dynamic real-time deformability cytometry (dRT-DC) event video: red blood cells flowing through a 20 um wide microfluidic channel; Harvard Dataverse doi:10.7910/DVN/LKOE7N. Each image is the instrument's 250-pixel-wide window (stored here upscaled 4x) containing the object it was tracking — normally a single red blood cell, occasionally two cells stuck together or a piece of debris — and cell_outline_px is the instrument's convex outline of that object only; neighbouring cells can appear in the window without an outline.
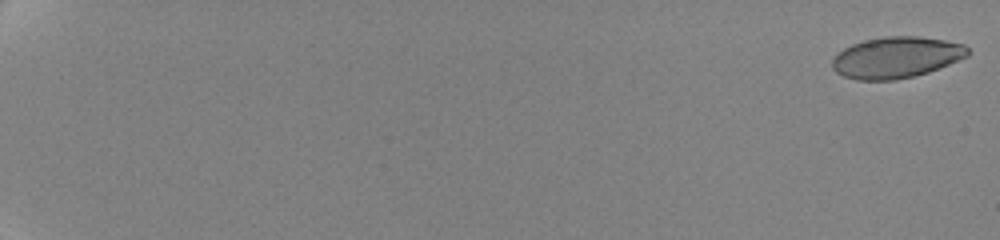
{"species": "human", "species_latin": "Homo sapiens", "temperature_condition": "cold", "stored_images_in_passage": 45, "camera_frame_rate_fps": 3000, "um_per_image_px": 0.085, "donor": {"sex": "female"}, "frame": {"image": 1, "passage_image": 1, "time_ms": 0.0, "image_size_px": [1000, 240], "cell_outline_px": [[968, 56], [928, 72], [896, 80], [856, 80], [844, 76], [836, 72], [832, 68], [832, 60], [844, 48], [852, 44], [864, 40], [884, 36], [916, 36], [944, 40], [964, 44], [968, 48]], "centroid_in_image_um": [76.17, 4.88], "position_along_channel_um": 8.8, "area_um2": 32.37}}
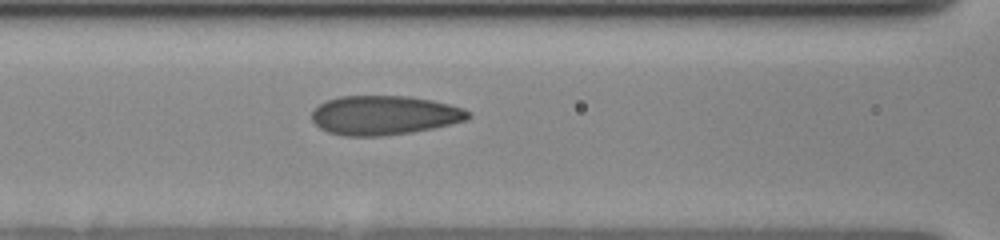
{"frame": {"image": 2, "passage_image": 32, "time_ms": 10.0, "image_size_px": [1000, 240], "cell_outline_px": [[472, 116], [468, 120], [432, 128], [412, 132], [384, 136], [344, 136], [328, 132], [320, 128], [312, 120], [312, 112], [320, 104], [328, 100], [340, 96], [408, 96], [432, 100], [464, 108], [472, 112]], "centroid_in_image_um": [32.7, 9.8], "position_along_channel_um": 133.9, "area_um2": 35.84}}
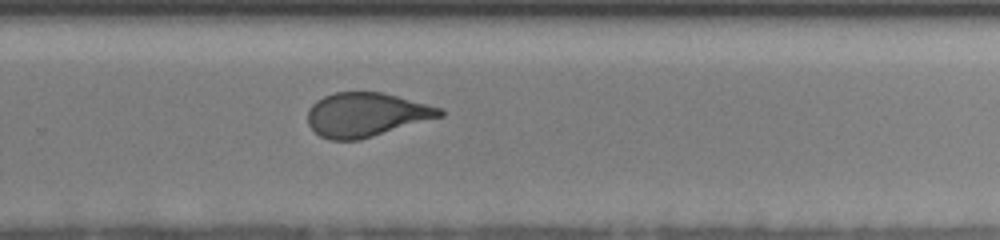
{"frame": {"image": 3, "passage_image": 45, "time_ms": 14.667, "image_size_px": [1000, 240], "cell_outline_px": [[444, 116], [360, 140], [328, 140], [320, 136], [308, 124], [308, 108], [316, 100], [332, 92], [384, 92], [440, 108], [444, 112]], "centroid_in_image_um": [31.11, 9.75], "position_along_channel_um": 298.7, "area_um2": 33.99}}